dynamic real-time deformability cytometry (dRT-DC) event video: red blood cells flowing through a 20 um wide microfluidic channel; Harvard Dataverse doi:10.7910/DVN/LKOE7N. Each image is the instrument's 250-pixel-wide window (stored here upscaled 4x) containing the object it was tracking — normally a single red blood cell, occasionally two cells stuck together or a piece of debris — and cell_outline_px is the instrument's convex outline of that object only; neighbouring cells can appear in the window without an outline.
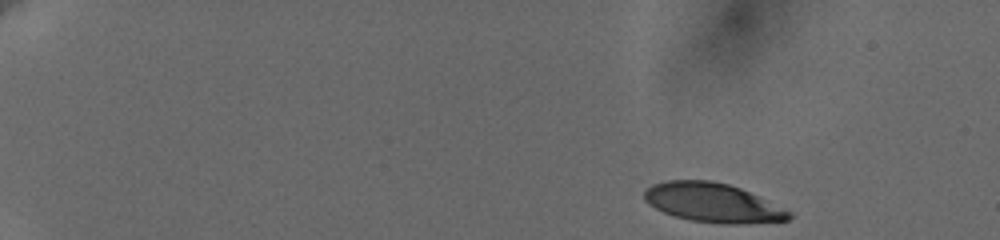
{"species": "human", "species_latin": "Homo sapiens", "temperature_condition": "cold", "stored_images_in_passage": 14, "camera_frame_rate_fps": 3000, "um_per_image_px": 0.085, "donor": {"sex": "female"}, "frame": {"image": 1, "passage_image": 1, "time_ms": 0.0, "image_size_px": [1000, 240], "cell_outline_px": [[792, 216], [788, 220], [740, 224], [720, 224], [688, 220], [664, 212], [648, 204], [644, 200], [644, 192], [652, 184], [668, 180], [712, 180], [728, 184], [740, 188], [792, 212]], "centroid_in_image_um": [60.56, 17.23], "position_along_channel_um": 24.4, "area_um2": 32.89}}
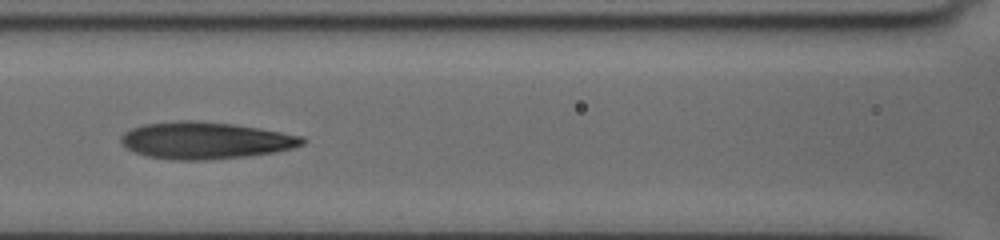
{"frame": {"image": 2, "passage_image": 10, "time_ms": 7.333, "image_size_px": [1000, 240], "cell_outline_px": [[308, 140], [304, 144], [292, 148], [276, 152], [248, 156], [204, 160], [176, 160], [148, 156], [136, 152], [128, 148], [120, 140], [120, 136], [124, 132], [132, 128], [144, 124], [172, 120], [196, 120], [232, 124], [260, 128], [304, 136]], "centroid_in_image_um": [17.49, 11.93], "position_along_channel_um": 149.1, "area_um2": 39.19}}
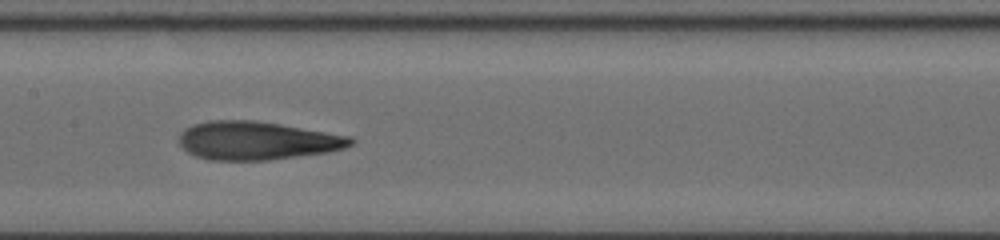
{"frame": {"image": 3, "passage_image": 12, "time_ms": 8.333, "image_size_px": [1000, 240], "cell_outline_px": [[356, 140], [352, 144], [344, 148], [328, 152], [268, 160], [208, 160], [196, 156], [188, 152], [176, 140], [176, 136], [184, 128], [192, 124], [208, 120], [256, 120], [352, 136]], "centroid_in_image_um": [21.8, 11.94], "position_along_channel_um": 185.6, "area_um2": 38.73}}